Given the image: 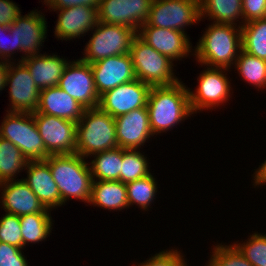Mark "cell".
Here are the masks:
<instances>
[{
    "mask_svg": "<svg viewBox=\"0 0 266 266\" xmlns=\"http://www.w3.org/2000/svg\"><path fill=\"white\" fill-rule=\"evenodd\" d=\"M146 107L154 136L167 133L194 116L190 108L188 86L182 79L171 86H152Z\"/></svg>",
    "mask_w": 266,
    "mask_h": 266,
    "instance_id": "cell-1",
    "label": "cell"
},
{
    "mask_svg": "<svg viewBox=\"0 0 266 266\" xmlns=\"http://www.w3.org/2000/svg\"><path fill=\"white\" fill-rule=\"evenodd\" d=\"M206 27L193 47L196 64L201 67L233 69L242 50L241 27L211 22Z\"/></svg>",
    "mask_w": 266,
    "mask_h": 266,
    "instance_id": "cell-2",
    "label": "cell"
},
{
    "mask_svg": "<svg viewBox=\"0 0 266 266\" xmlns=\"http://www.w3.org/2000/svg\"><path fill=\"white\" fill-rule=\"evenodd\" d=\"M57 184L61 206L69 200L89 203L92 187V174L86 158L73 154L49 155L44 160Z\"/></svg>",
    "mask_w": 266,
    "mask_h": 266,
    "instance_id": "cell-3",
    "label": "cell"
},
{
    "mask_svg": "<svg viewBox=\"0 0 266 266\" xmlns=\"http://www.w3.org/2000/svg\"><path fill=\"white\" fill-rule=\"evenodd\" d=\"M76 153L86 159L118 147L114 117L99 107L84 109L77 122Z\"/></svg>",
    "mask_w": 266,
    "mask_h": 266,
    "instance_id": "cell-4",
    "label": "cell"
},
{
    "mask_svg": "<svg viewBox=\"0 0 266 266\" xmlns=\"http://www.w3.org/2000/svg\"><path fill=\"white\" fill-rule=\"evenodd\" d=\"M231 71L233 70L208 66L201 70L197 76L198 86L196 85L195 90L188 87L190 108L194 116L206 110L212 112L229 103L233 96V88L232 80L227 73Z\"/></svg>",
    "mask_w": 266,
    "mask_h": 266,
    "instance_id": "cell-5",
    "label": "cell"
},
{
    "mask_svg": "<svg viewBox=\"0 0 266 266\" xmlns=\"http://www.w3.org/2000/svg\"><path fill=\"white\" fill-rule=\"evenodd\" d=\"M130 56L136 78L151 87L171 86L181 80L175 75L174 62L157 52L138 35L132 40Z\"/></svg>",
    "mask_w": 266,
    "mask_h": 266,
    "instance_id": "cell-6",
    "label": "cell"
},
{
    "mask_svg": "<svg viewBox=\"0 0 266 266\" xmlns=\"http://www.w3.org/2000/svg\"><path fill=\"white\" fill-rule=\"evenodd\" d=\"M1 120L0 137L17 146L28 161L45 160L46 151L34 116L29 112H8Z\"/></svg>",
    "mask_w": 266,
    "mask_h": 266,
    "instance_id": "cell-7",
    "label": "cell"
},
{
    "mask_svg": "<svg viewBox=\"0 0 266 266\" xmlns=\"http://www.w3.org/2000/svg\"><path fill=\"white\" fill-rule=\"evenodd\" d=\"M90 32L92 35L80 57L83 62L90 64L107 57L130 54L132 40L137 35L129 27L101 21Z\"/></svg>",
    "mask_w": 266,
    "mask_h": 266,
    "instance_id": "cell-8",
    "label": "cell"
},
{
    "mask_svg": "<svg viewBox=\"0 0 266 266\" xmlns=\"http://www.w3.org/2000/svg\"><path fill=\"white\" fill-rule=\"evenodd\" d=\"M200 21L199 0H153L148 20L142 26L168 28L187 33V27Z\"/></svg>",
    "mask_w": 266,
    "mask_h": 266,
    "instance_id": "cell-9",
    "label": "cell"
},
{
    "mask_svg": "<svg viewBox=\"0 0 266 266\" xmlns=\"http://www.w3.org/2000/svg\"><path fill=\"white\" fill-rule=\"evenodd\" d=\"M32 114L49 155L76 153V122L37 111Z\"/></svg>",
    "mask_w": 266,
    "mask_h": 266,
    "instance_id": "cell-10",
    "label": "cell"
},
{
    "mask_svg": "<svg viewBox=\"0 0 266 266\" xmlns=\"http://www.w3.org/2000/svg\"><path fill=\"white\" fill-rule=\"evenodd\" d=\"M85 109L97 108L100 96L96 90L90 63L80 58L70 61L62 74L59 85Z\"/></svg>",
    "mask_w": 266,
    "mask_h": 266,
    "instance_id": "cell-11",
    "label": "cell"
},
{
    "mask_svg": "<svg viewBox=\"0 0 266 266\" xmlns=\"http://www.w3.org/2000/svg\"><path fill=\"white\" fill-rule=\"evenodd\" d=\"M9 95L8 112H36L40 89L35 84L27 67L21 62H10L6 87Z\"/></svg>",
    "mask_w": 266,
    "mask_h": 266,
    "instance_id": "cell-12",
    "label": "cell"
},
{
    "mask_svg": "<svg viewBox=\"0 0 266 266\" xmlns=\"http://www.w3.org/2000/svg\"><path fill=\"white\" fill-rule=\"evenodd\" d=\"M151 86L135 79L119 85L100 96L99 108L116 118L134 109L147 106Z\"/></svg>",
    "mask_w": 266,
    "mask_h": 266,
    "instance_id": "cell-13",
    "label": "cell"
},
{
    "mask_svg": "<svg viewBox=\"0 0 266 266\" xmlns=\"http://www.w3.org/2000/svg\"><path fill=\"white\" fill-rule=\"evenodd\" d=\"M153 0H100L98 20L106 24L123 25L136 33L145 24Z\"/></svg>",
    "mask_w": 266,
    "mask_h": 266,
    "instance_id": "cell-14",
    "label": "cell"
},
{
    "mask_svg": "<svg viewBox=\"0 0 266 266\" xmlns=\"http://www.w3.org/2000/svg\"><path fill=\"white\" fill-rule=\"evenodd\" d=\"M41 10H32L25 15L22 13L9 26L15 33L16 47L22 52L17 62L30 55H37L44 46L48 36L47 22ZM21 58V59H20Z\"/></svg>",
    "mask_w": 266,
    "mask_h": 266,
    "instance_id": "cell-15",
    "label": "cell"
},
{
    "mask_svg": "<svg viewBox=\"0 0 266 266\" xmlns=\"http://www.w3.org/2000/svg\"><path fill=\"white\" fill-rule=\"evenodd\" d=\"M137 35L172 62L193 56V44L185 32L154 26H141Z\"/></svg>",
    "mask_w": 266,
    "mask_h": 266,
    "instance_id": "cell-16",
    "label": "cell"
},
{
    "mask_svg": "<svg viewBox=\"0 0 266 266\" xmlns=\"http://www.w3.org/2000/svg\"><path fill=\"white\" fill-rule=\"evenodd\" d=\"M50 11L58 12L55 31H53L57 40L80 39L90 33L99 22L98 8L74 6Z\"/></svg>",
    "mask_w": 266,
    "mask_h": 266,
    "instance_id": "cell-17",
    "label": "cell"
},
{
    "mask_svg": "<svg viewBox=\"0 0 266 266\" xmlns=\"http://www.w3.org/2000/svg\"><path fill=\"white\" fill-rule=\"evenodd\" d=\"M98 95L137 79L130 54L111 56L91 63Z\"/></svg>",
    "mask_w": 266,
    "mask_h": 266,
    "instance_id": "cell-18",
    "label": "cell"
},
{
    "mask_svg": "<svg viewBox=\"0 0 266 266\" xmlns=\"http://www.w3.org/2000/svg\"><path fill=\"white\" fill-rule=\"evenodd\" d=\"M118 147L124 149L143 148L154 137L149 123L147 107L132 110L114 118ZM152 137V138H151Z\"/></svg>",
    "mask_w": 266,
    "mask_h": 266,
    "instance_id": "cell-19",
    "label": "cell"
},
{
    "mask_svg": "<svg viewBox=\"0 0 266 266\" xmlns=\"http://www.w3.org/2000/svg\"><path fill=\"white\" fill-rule=\"evenodd\" d=\"M0 206L6 213L17 216L51 213L22 179L0 183Z\"/></svg>",
    "mask_w": 266,
    "mask_h": 266,
    "instance_id": "cell-20",
    "label": "cell"
},
{
    "mask_svg": "<svg viewBox=\"0 0 266 266\" xmlns=\"http://www.w3.org/2000/svg\"><path fill=\"white\" fill-rule=\"evenodd\" d=\"M21 179L31 188L46 209L61 207V197L49 165L44 160L28 161Z\"/></svg>",
    "mask_w": 266,
    "mask_h": 266,
    "instance_id": "cell-21",
    "label": "cell"
},
{
    "mask_svg": "<svg viewBox=\"0 0 266 266\" xmlns=\"http://www.w3.org/2000/svg\"><path fill=\"white\" fill-rule=\"evenodd\" d=\"M71 60L58 53H40L25 57L21 62L27 67L40 90L59 85L60 78Z\"/></svg>",
    "mask_w": 266,
    "mask_h": 266,
    "instance_id": "cell-22",
    "label": "cell"
},
{
    "mask_svg": "<svg viewBox=\"0 0 266 266\" xmlns=\"http://www.w3.org/2000/svg\"><path fill=\"white\" fill-rule=\"evenodd\" d=\"M84 109L68 93L55 86L40 90L39 104L36 111L77 123L82 117Z\"/></svg>",
    "mask_w": 266,
    "mask_h": 266,
    "instance_id": "cell-23",
    "label": "cell"
},
{
    "mask_svg": "<svg viewBox=\"0 0 266 266\" xmlns=\"http://www.w3.org/2000/svg\"><path fill=\"white\" fill-rule=\"evenodd\" d=\"M88 205L112 212L129 209L126 185L120 180L93 181Z\"/></svg>",
    "mask_w": 266,
    "mask_h": 266,
    "instance_id": "cell-24",
    "label": "cell"
},
{
    "mask_svg": "<svg viewBox=\"0 0 266 266\" xmlns=\"http://www.w3.org/2000/svg\"><path fill=\"white\" fill-rule=\"evenodd\" d=\"M199 8L201 21L206 19L238 27L244 24L242 0H199Z\"/></svg>",
    "mask_w": 266,
    "mask_h": 266,
    "instance_id": "cell-25",
    "label": "cell"
},
{
    "mask_svg": "<svg viewBox=\"0 0 266 266\" xmlns=\"http://www.w3.org/2000/svg\"><path fill=\"white\" fill-rule=\"evenodd\" d=\"M88 162L93 181L120 180L122 148L116 147L91 155Z\"/></svg>",
    "mask_w": 266,
    "mask_h": 266,
    "instance_id": "cell-26",
    "label": "cell"
},
{
    "mask_svg": "<svg viewBox=\"0 0 266 266\" xmlns=\"http://www.w3.org/2000/svg\"><path fill=\"white\" fill-rule=\"evenodd\" d=\"M53 222L51 213H32L20 216L23 249L29 244L45 242L52 235Z\"/></svg>",
    "mask_w": 266,
    "mask_h": 266,
    "instance_id": "cell-27",
    "label": "cell"
},
{
    "mask_svg": "<svg viewBox=\"0 0 266 266\" xmlns=\"http://www.w3.org/2000/svg\"><path fill=\"white\" fill-rule=\"evenodd\" d=\"M234 68L245 83L252 85L257 91L266 90V60L252 56L241 50L234 64Z\"/></svg>",
    "mask_w": 266,
    "mask_h": 266,
    "instance_id": "cell-28",
    "label": "cell"
},
{
    "mask_svg": "<svg viewBox=\"0 0 266 266\" xmlns=\"http://www.w3.org/2000/svg\"><path fill=\"white\" fill-rule=\"evenodd\" d=\"M27 163L28 160L17 146L0 137V183L19 180V173L25 170Z\"/></svg>",
    "mask_w": 266,
    "mask_h": 266,
    "instance_id": "cell-29",
    "label": "cell"
},
{
    "mask_svg": "<svg viewBox=\"0 0 266 266\" xmlns=\"http://www.w3.org/2000/svg\"><path fill=\"white\" fill-rule=\"evenodd\" d=\"M152 174L125 184L130 208L136 205L143 213L152 209L159 188L157 178Z\"/></svg>",
    "mask_w": 266,
    "mask_h": 266,
    "instance_id": "cell-30",
    "label": "cell"
},
{
    "mask_svg": "<svg viewBox=\"0 0 266 266\" xmlns=\"http://www.w3.org/2000/svg\"><path fill=\"white\" fill-rule=\"evenodd\" d=\"M242 50L266 60V20L257 19L241 26Z\"/></svg>",
    "mask_w": 266,
    "mask_h": 266,
    "instance_id": "cell-31",
    "label": "cell"
},
{
    "mask_svg": "<svg viewBox=\"0 0 266 266\" xmlns=\"http://www.w3.org/2000/svg\"><path fill=\"white\" fill-rule=\"evenodd\" d=\"M141 149L122 148V165L120 181L124 184L137 179L144 178L151 174L149 158ZM145 154V155H144Z\"/></svg>",
    "mask_w": 266,
    "mask_h": 266,
    "instance_id": "cell-32",
    "label": "cell"
},
{
    "mask_svg": "<svg viewBox=\"0 0 266 266\" xmlns=\"http://www.w3.org/2000/svg\"><path fill=\"white\" fill-rule=\"evenodd\" d=\"M243 240L232 244L253 266H266V233L255 231Z\"/></svg>",
    "mask_w": 266,
    "mask_h": 266,
    "instance_id": "cell-33",
    "label": "cell"
},
{
    "mask_svg": "<svg viewBox=\"0 0 266 266\" xmlns=\"http://www.w3.org/2000/svg\"><path fill=\"white\" fill-rule=\"evenodd\" d=\"M208 261L204 266H253L232 244L217 243L213 245Z\"/></svg>",
    "mask_w": 266,
    "mask_h": 266,
    "instance_id": "cell-34",
    "label": "cell"
},
{
    "mask_svg": "<svg viewBox=\"0 0 266 266\" xmlns=\"http://www.w3.org/2000/svg\"><path fill=\"white\" fill-rule=\"evenodd\" d=\"M0 242L23 249L20 216L5 213L0 218Z\"/></svg>",
    "mask_w": 266,
    "mask_h": 266,
    "instance_id": "cell-35",
    "label": "cell"
},
{
    "mask_svg": "<svg viewBox=\"0 0 266 266\" xmlns=\"http://www.w3.org/2000/svg\"><path fill=\"white\" fill-rule=\"evenodd\" d=\"M179 248H169L159 251V253L152 254L151 257L147 258L137 264L132 263L133 266H189L186 255ZM186 258V259H185ZM186 260V261H185Z\"/></svg>",
    "mask_w": 266,
    "mask_h": 266,
    "instance_id": "cell-36",
    "label": "cell"
},
{
    "mask_svg": "<svg viewBox=\"0 0 266 266\" xmlns=\"http://www.w3.org/2000/svg\"><path fill=\"white\" fill-rule=\"evenodd\" d=\"M18 53H21V51L16 47L15 33L9 26L0 25V60L5 62H16L17 58L15 59V56Z\"/></svg>",
    "mask_w": 266,
    "mask_h": 266,
    "instance_id": "cell-37",
    "label": "cell"
},
{
    "mask_svg": "<svg viewBox=\"0 0 266 266\" xmlns=\"http://www.w3.org/2000/svg\"><path fill=\"white\" fill-rule=\"evenodd\" d=\"M22 250L25 249L0 242V266H30Z\"/></svg>",
    "mask_w": 266,
    "mask_h": 266,
    "instance_id": "cell-38",
    "label": "cell"
},
{
    "mask_svg": "<svg viewBox=\"0 0 266 266\" xmlns=\"http://www.w3.org/2000/svg\"><path fill=\"white\" fill-rule=\"evenodd\" d=\"M243 22L263 19L266 12V0H242Z\"/></svg>",
    "mask_w": 266,
    "mask_h": 266,
    "instance_id": "cell-39",
    "label": "cell"
},
{
    "mask_svg": "<svg viewBox=\"0 0 266 266\" xmlns=\"http://www.w3.org/2000/svg\"><path fill=\"white\" fill-rule=\"evenodd\" d=\"M21 13L13 0H0V25L10 26Z\"/></svg>",
    "mask_w": 266,
    "mask_h": 266,
    "instance_id": "cell-40",
    "label": "cell"
},
{
    "mask_svg": "<svg viewBox=\"0 0 266 266\" xmlns=\"http://www.w3.org/2000/svg\"><path fill=\"white\" fill-rule=\"evenodd\" d=\"M43 2L48 10L62 9L74 6H88L91 8H98L100 0H44Z\"/></svg>",
    "mask_w": 266,
    "mask_h": 266,
    "instance_id": "cell-41",
    "label": "cell"
},
{
    "mask_svg": "<svg viewBox=\"0 0 266 266\" xmlns=\"http://www.w3.org/2000/svg\"><path fill=\"white\" fill-rule=\"evenodd\" d=\"M265 161L262 162L256 169H254V173L252 176V186L256 189V187L261 188V186L266 185V158Z\"/></svg>",
    "mask_w": 266,
    "mask_h": 266,
    "instance_id": "cell-42",
    "label": "cell"
},
{
    "mask_svg": "<svg viewBox=\"0 0 266 266\" xmlns=\"http://www.w3.org/2000/svg\"><path fill=\"white\" fill-rule=\"evenodd\" d=\"M10 62L0 60V92L6 89L7 74Z\"/></svg>",
    "mask_w": 266,
    "mask_h": 266,
    "instance_id": "cell-43",
    "label": "cell"
}]
</instances>
